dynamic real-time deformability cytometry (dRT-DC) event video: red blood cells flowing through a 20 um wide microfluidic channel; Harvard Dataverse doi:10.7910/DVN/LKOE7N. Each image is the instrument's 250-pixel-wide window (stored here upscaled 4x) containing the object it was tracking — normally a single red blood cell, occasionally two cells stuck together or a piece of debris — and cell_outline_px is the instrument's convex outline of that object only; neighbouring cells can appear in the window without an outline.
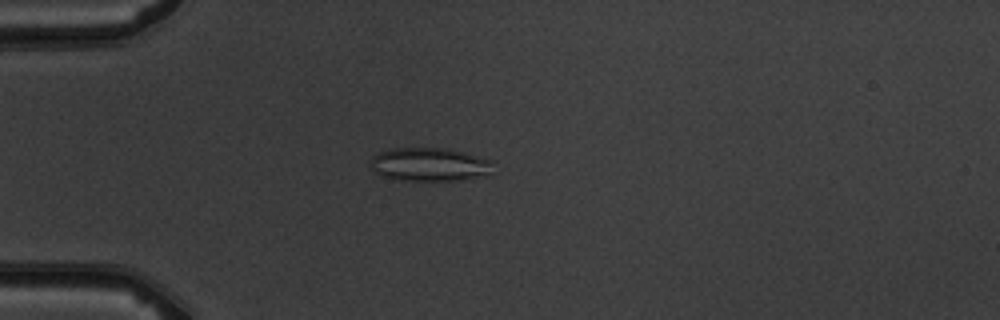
{"species": "common noctule bat (a hibernating species)", "species_latin": "Nyctalus noctula", "temperature_condition": "warm", "stored_images_in_passage": 5, "camera_frame_rate_fps": 3000, "um_per_image_px": 0.085, "animal": {"sex": "male", "body_mass_g": 19.5, "forearm_length_mm": 54.6}, "frame": {"image": 1, "passage_image": 5, "time_ms": 4.333, "image_size_px": [1000, 320], "cell_outline_px": [[492, 160], [488, 176], [460, 180], [396, 180], [384, 176], [376, 172], [372, 168], [372, 156], [380, 152], [396, 148], [444, 148]], "centroid_in_image_um": [36.51, 13.99], "position_along_channel_um": 48.5, "area_um2": 23.52}}